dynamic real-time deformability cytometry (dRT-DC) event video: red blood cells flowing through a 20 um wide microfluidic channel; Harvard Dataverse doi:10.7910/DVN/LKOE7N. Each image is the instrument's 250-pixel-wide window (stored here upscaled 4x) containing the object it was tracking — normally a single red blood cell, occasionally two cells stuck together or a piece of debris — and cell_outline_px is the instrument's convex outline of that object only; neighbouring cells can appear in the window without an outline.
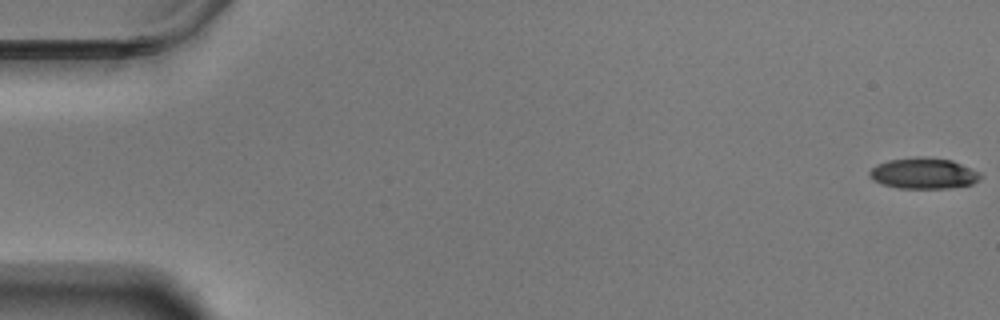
{"species": "Egyptian fruit bat (a non-hibernating species)", "species_latin": "Rousettus aegyptiacus", "temperature_condition": "warm", "stored_images_in_passage": 58, "camera_frame_rate_fps": 3000, "um_per_image_px": 0.085, "animal": {"sex": "male"}, "frame": {"image": 1, "passage_image": 1, "time_ms": 0.0, "image_size_px": [1000, 320], "cell_outline_px": [[984, 176], [980, 180], [972, 184], [948, 188], [896, 188], [880, 184], [872, 180], [868, 176], [868, 172], [876, 164], [888, 160], [916, 156], [928, 156], [952, 160], [980, 172]], "centroid_in_image_um": [78.49, 14.73], "position_along_channel_um": 6.5, "area_um2": 20.46}}
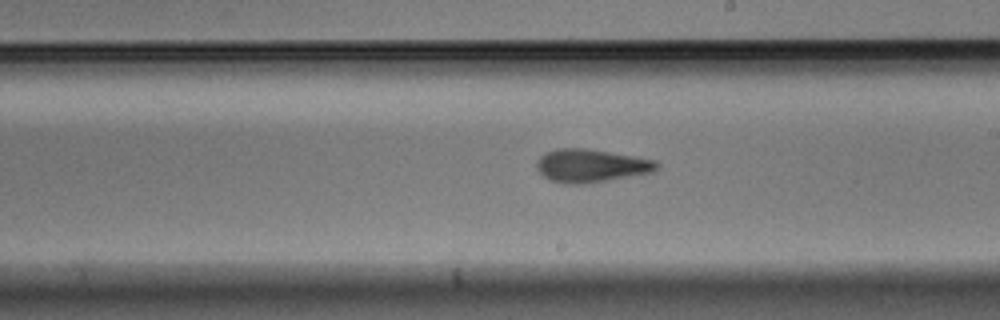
{"frame": {"image": 2, "passage_image": 34, "time_ms": 11.0, "image_size_px": [1000, 320], "cell_outline_px": [[660, 168], [652, 172], [608, 180], [584, 184], [568, 184], [552, 180], [544, 176], [536, 168], [536, 160], [544, 152], [556, 148], [584, 148], [656, 160], [660, 164]], "centroid_in_image_um": [50.22, 14.08], "position_along_channel_um": 238.8, "area_um2": 23.12}}
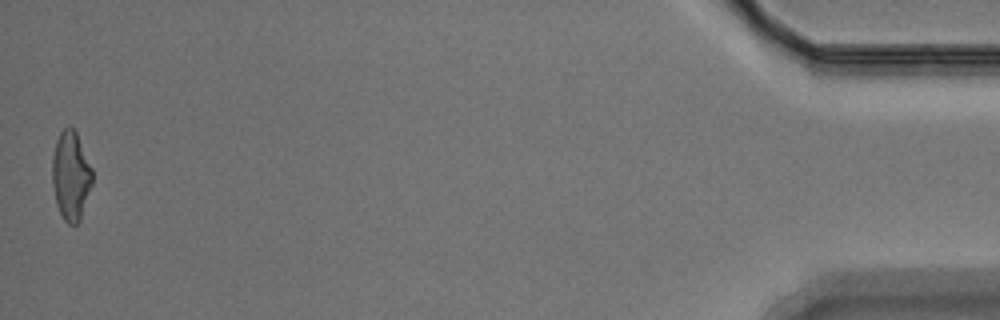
{"frame": {"image": 3, "passage_image": 58, "time_ms": 19.0, "image_size_px": [1000, 320], "cell_outline_px": [[92, 184], [80, 220], [76, 224], [68, 224], [64, 220], [56, 204], [52, 184], [52, 156], [56, 140], [60, 132], [68, 124], [76, 132], [92, 168]], "centroid_in_image_um": [6.01, 14.92], "position_along_channel_um": 429.2, "area_um2": 20.81}, "authors_computed_cell_mechanics": {"area_um2": 21.2993, "velocity_mm_per_s": 3.5168, "shape_relaxation_time_tau1_ms": 3.9094, "shape_relaxation_time_tau2_ms": 2.3623, "deformation_change_tau1": 0.1695, "deformation_change_tau2": 0.1213}}